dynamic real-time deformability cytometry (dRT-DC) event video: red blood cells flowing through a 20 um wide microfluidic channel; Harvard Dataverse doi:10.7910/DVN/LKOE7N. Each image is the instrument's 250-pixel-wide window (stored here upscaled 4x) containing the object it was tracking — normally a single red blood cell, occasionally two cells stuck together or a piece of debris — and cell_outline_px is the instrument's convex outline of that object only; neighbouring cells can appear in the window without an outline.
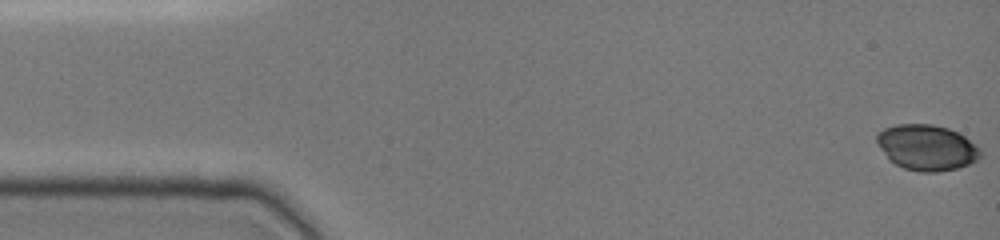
{"species": "common noctule bat (a hibernating species)", "species_latin": "Nyctalus noctula", "temperature_condition": "cold", "stored_images_in_passage": 48, "camera_frame_rate_fps": 3000, "um_per_image_px": 0.085, "animal": {"sex": "female", "body_mass_g": 19.0, "forearm_length_mm": 51.5}, "frame": {"image": 1, "passage_image": 1, "time_ms": 0.0, "image_size_px": [1000, 240], "cell_outline_px": [[980, 156], [976, 160], [968, 164], [956, 168], [936, 172], [920, 172], [904, 168], [896, 164], [880, 148], [876, 140], [876, 136], [884, 128], [896, 124], [932, 124], [948, 128], [964, 136], [976, 144], [980, 148]], "centroid_in_image_um": [78.78, 12.53], "position_along_channel_um": 6.2, "area_um2": 27.22}}
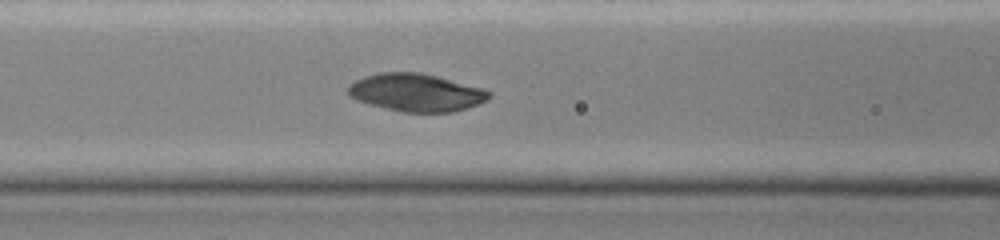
{"frame": {"image": 2, "passage_image": 20, "time_ms": 6.333, "image_size_px": [1000, 240], "cell_outline_px": [[492, 96], [488, 100], [452, 112], [400, 112], [356, 100], [348, 92], [348, 84], [364, 76], [380, 72], [420, 72], [484, 88], [492, 92]], "centroid_in_image_um": [35.38, 7.86], "position_along_channel_um": 131.2, "area_um2": 30.92}}
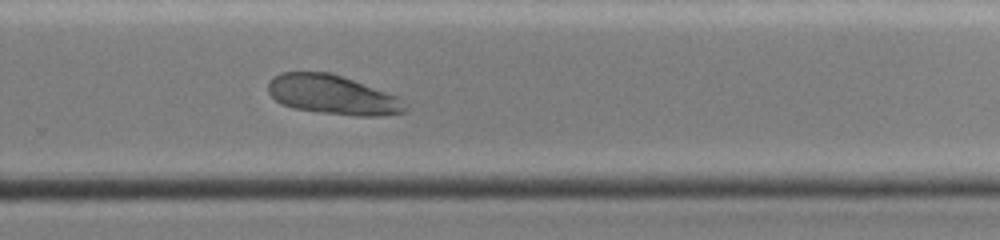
{"frame": {"image": 3, "passage_image": 33, "time_ms": 10.667, "image_size_px": [1000, 240], "cell_outline_px": [[408, 108], [404, 112], [380, 116], [356, 116], [320, 112], [292, 108], [280, 104], [268, 92], [268, 80], [272, 76], [280, 72], [332, 72], [396, 96], [408, 104]], "centroid_in_image_um": [28.24, 8.05], "position_along_channel_um": 301.6, "area_um2": 31.56}}